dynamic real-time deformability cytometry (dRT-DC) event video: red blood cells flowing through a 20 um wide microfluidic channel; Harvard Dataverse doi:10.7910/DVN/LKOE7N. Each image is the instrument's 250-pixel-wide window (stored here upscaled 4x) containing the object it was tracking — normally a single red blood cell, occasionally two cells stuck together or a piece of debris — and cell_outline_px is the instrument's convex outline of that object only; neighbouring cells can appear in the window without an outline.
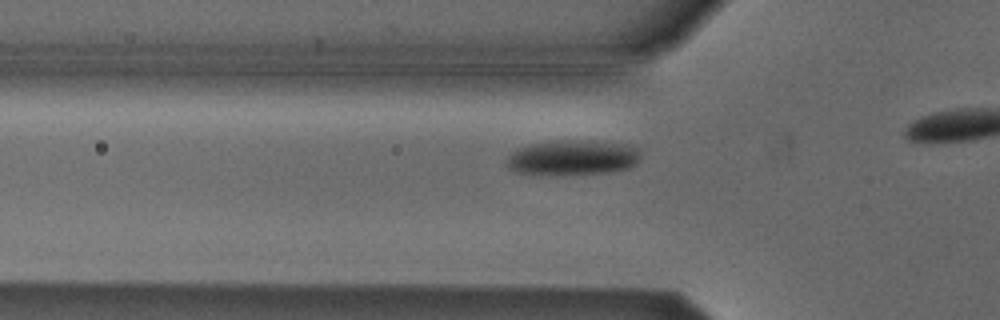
{"species": "Egyptian fruit bat (a non-hibernating species)", "species_latin": "Rousettus aegyptiacus", "temperature_condition": "cold", "stored_images_in_passage": 16, "camera_frame_rate_fps": 3000, "um_per_image_px": 0.085, "animal": {"sex": "male"}, "frame": {"image": 1, "passage_image": 10, "time_ms": 3.0, "image_size_px": [1000, 320], "cell_outline_px": [[640, 160], [636, 164], [628, 168], [608, 172], [560, 176], [536, 176], [516, 172], [508, 168], [504, 164], [508, 156], [512, 152], [520, 148], [532, 144], [556, 140], [576, 140], [628, 144], [640, 148]], "centroid_in_image_um": [48.64, 13.43], "position_along_channel_um": 77.2, "area_um2": 28.21}}
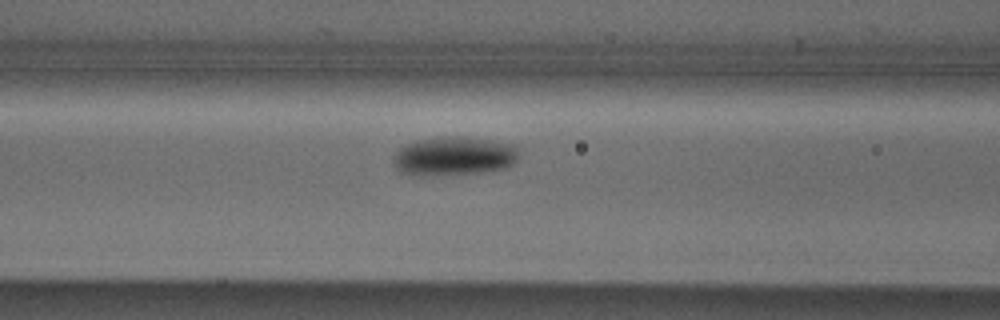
{"frame": {"image": 2, "passage_image": 14, "time_ms": 4.333, "image_size_px": [1000, 320], "cell_outline_px": [[520, 156], [512, 164], [504, 168], [484, 172], [420, 176], [412, 176], [400, 172], [396, 168], [396, 152], [400, 148], [416, 140], [440, 136], [468, 136], [512, 144], [520, 152]], "centroid_in_image_um": [38.61, 13.26], "position_along_channel_um": 128.0, "area_um2": 28.55}}